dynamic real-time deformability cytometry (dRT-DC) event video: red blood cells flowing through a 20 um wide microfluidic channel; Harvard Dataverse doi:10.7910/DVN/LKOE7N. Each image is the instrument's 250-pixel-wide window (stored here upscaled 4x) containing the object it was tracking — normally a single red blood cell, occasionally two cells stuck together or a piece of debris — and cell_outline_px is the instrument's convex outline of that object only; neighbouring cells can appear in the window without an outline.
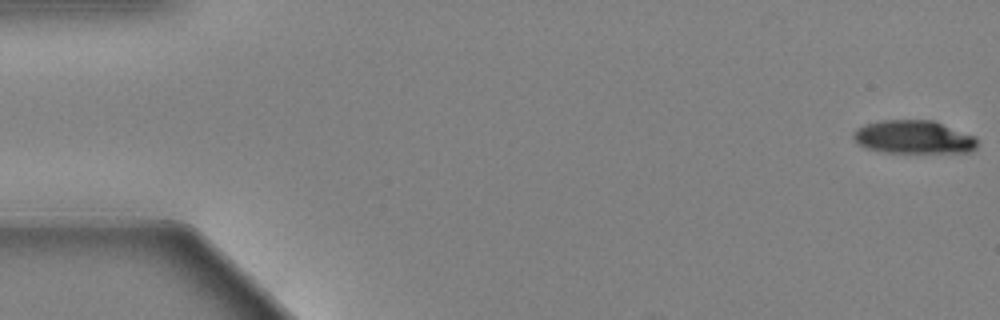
{"species": "Egyptian fruit bat (a non-hibernating species)", "species_latin": "Rousettus aegyptiacus", "temperature_condition": "warm", "stored_images_in_passage": 59, "camera_frame_rate_fps": 3000, "um_per_image_px": 0.085, "animal": {"sex": "female"}, "frame": {"image": 1, "passage_image": 1, "time_ms": 0.0, "image_size_px": [1000, 320], "cell_outline_px": [[976, 148], [968, 152], [884, 152], [868, 148], [860, 144], [852, 136], [852, 132], [856, 128], [864, 124], [880, 120], [932, 120], [976, 136]], "centroid_in_image_um": [77.64, 11.64], "position_along_channel_um": 7.4, "area_um2": 23.87}}
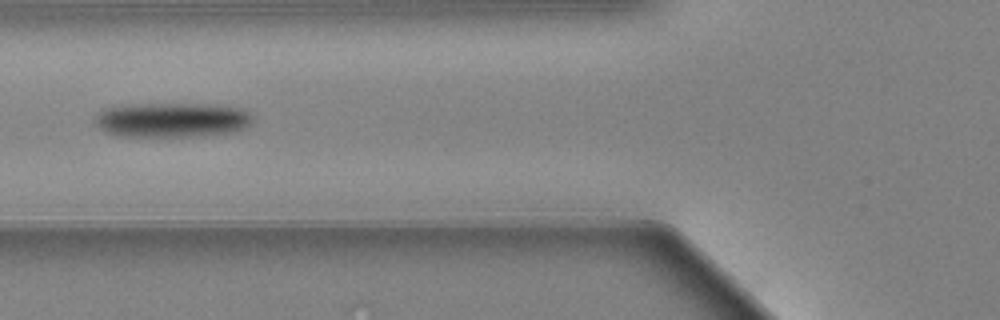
{"frame": {"image": 2, "passage_image": 23, "time_ms": 7.333, "image_size_px": [1000, 320], "cell_outline_px": [[252, 120], [248, 128], [232, 132], [204, 136], [124, 136], [108, 132], [100, 128], [96, 124], [96, 116], [104, 108], [128, 104], [216, 104], [240, 108], [248, 112], [252, 116]], "centroid_in_image_um": [14.68, 10.18], "position_along_channel_um": 111.1, "area_um2": 31.96}}
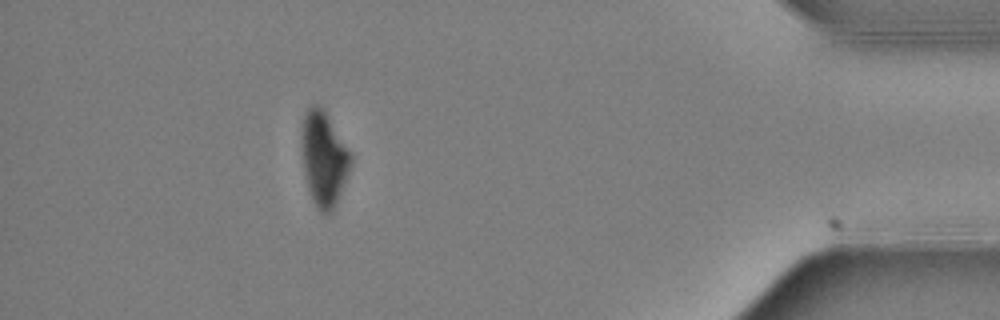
{"frame": {"image": 3, "passage_image": 53, "time_ms": 17.333, "image_size_px": [1000, 320], "cell_outline_px": [[352, 160], [348, 172], [336, 204], [332, 212], [328, 216], [320, 212], [316, 208], [312, 200], [308, 188], [304, 168], [300, 140], [300, 128], [304, 116], [308, 108], [312, 104], [320, 104], [352, 156]], "centroid_in_image_um": [27.49, 13.5], "position_along_channel_um": 407.7, "area_um2": 26.93}, "authors_computed_cell_mechanics": {"area_um2": 28.4954, "velocity_mm_per_s": 3.49, "shape_relaxation_time_tau1_ms": 2.5328, "shape_relaxation_time_tau2_ms": null, "deformation_change_tau1": 0.1455, "deformation_change_tau2": null}}